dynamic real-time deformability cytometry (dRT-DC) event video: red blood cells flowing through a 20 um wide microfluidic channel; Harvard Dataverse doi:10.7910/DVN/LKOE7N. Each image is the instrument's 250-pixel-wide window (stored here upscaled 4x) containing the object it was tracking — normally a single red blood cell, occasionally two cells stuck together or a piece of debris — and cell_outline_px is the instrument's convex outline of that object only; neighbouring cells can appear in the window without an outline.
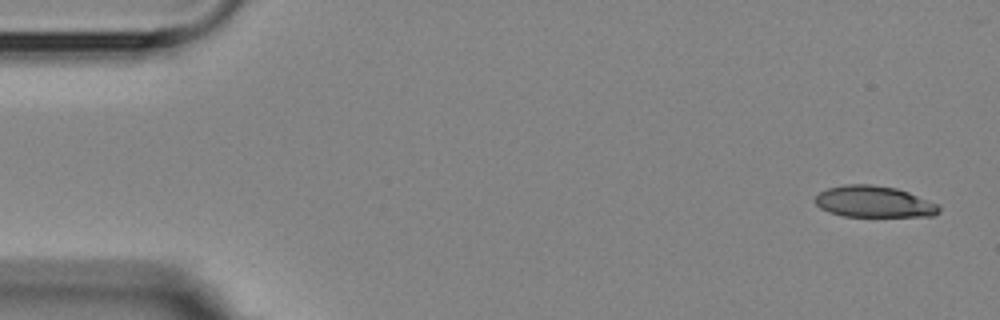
{"species": "Egyptian fruit bat (a non-hibernating species)", "species_latin": "Rousettus aegyptiacus", "temperature_condition": "room temperature", "stored_images_in_passage": 5, "camera_frame_rate_fps": 3000, "um_per_image_px": 0.085, "animal": {"sex": "female"}, "frame": {"image": 1, "passage_image": 1, "time_ms": 0.0, "image_size_px": [1000, 320], "cell_outline_px": [[940, 212], [932, 216], [844, 216], [828, 212], [820, 208], [812, 200], [820, 192], [828, 188], [844, 184], [872, 184], [896, 188], [908, 192], [940, 204]], "centroid_in_image_um": [74.28, 17.14], "position_along_channel_um": 10.7, "area_um2": 22.83}}
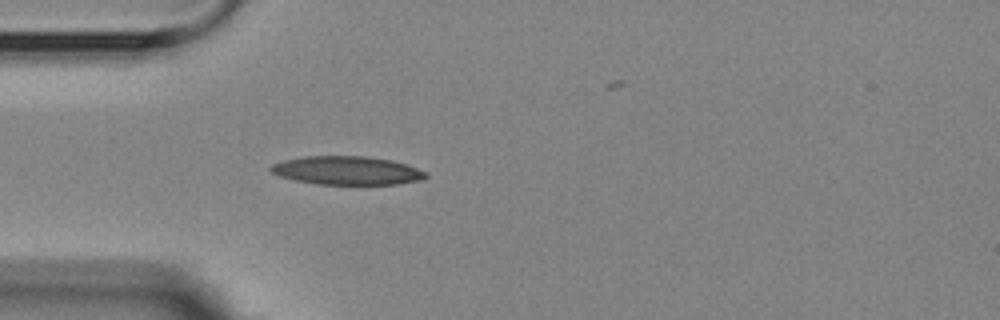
{"frame": {"image": 2, "passage_image": 5, "time_ms": 4.333, "image_size_px": [1000, 320], "cell_outline_px": [[428, 176], [424, 180], [396, 184], [320, 184], [296, 180], [280, 176], [272, 172], [268, 168], [272, 164], [284, 160], [304, 156], [368, 156], [392, 160], [428, 172]], "centroid_in_image_um": [29.52, 14.49], "position_along_channel_um": 55.5, "area_um2": 25.72}}